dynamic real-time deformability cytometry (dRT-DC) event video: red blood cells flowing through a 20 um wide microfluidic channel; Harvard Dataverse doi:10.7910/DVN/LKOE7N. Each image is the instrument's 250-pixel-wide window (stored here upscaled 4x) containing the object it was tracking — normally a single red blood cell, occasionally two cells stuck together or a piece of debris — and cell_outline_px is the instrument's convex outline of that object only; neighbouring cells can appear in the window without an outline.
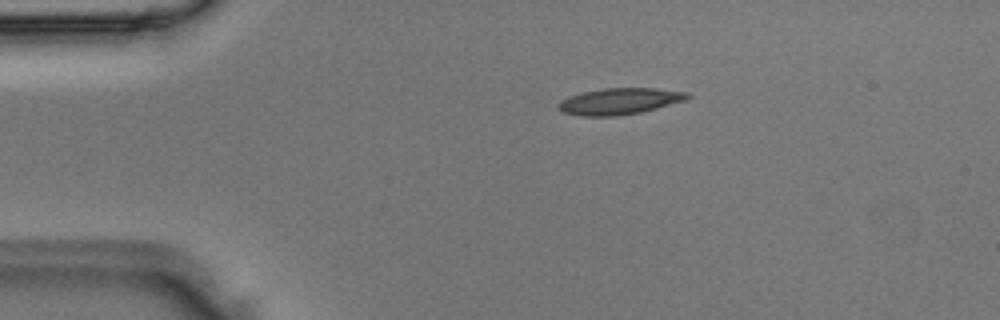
{"species": "Egyptian fruit bat (a non-hibernating species)", "species_latin": "Rousettus aegyptiacus", "temperature_condition": "room temperature", "stored_images_in_passage": 2, "camera_frame_rate_fps": 3000, "um_per_image_px": 0.085, "animal": {"sex": "male"}, "frame": {"image": 1, "passage_image": 1, "time_ms": 0.0, "image_size_px": [1000, 320], "cell_outline_px": [[692, 96], [688, 100], [640, 112], [616, 116], [580, 116], [560, 112], [556, 108], [556, 104], [560, 100], [568, 96], [584, 92], [604, 88], [656, 88], [688, 92]], "centroid_in_image_um": [52.64, 8.61], "position_along_channel_um": 32.4, "area_um2": 20.11}}